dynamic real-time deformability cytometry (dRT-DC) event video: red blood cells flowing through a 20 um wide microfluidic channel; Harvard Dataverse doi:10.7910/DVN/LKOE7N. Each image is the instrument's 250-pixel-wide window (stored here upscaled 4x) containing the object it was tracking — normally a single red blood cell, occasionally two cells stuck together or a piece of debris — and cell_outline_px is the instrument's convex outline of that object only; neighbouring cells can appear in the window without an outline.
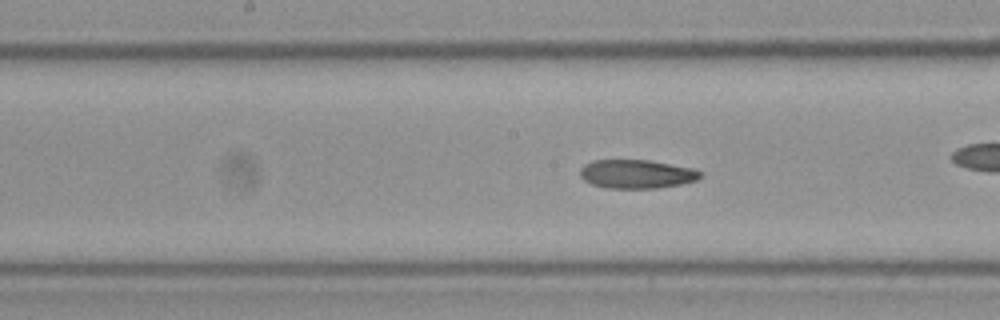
{"species": "Egyptian fruit bat (a non-hibernating species)", "species_latin": "Rousettus aegyptiacus", "temperature_condition": "cold", "stored_images_in_passage": 31, "camera_frame_rate_fps": 3000, "um_per_image_px": 0.085, "frame": {"image": 1, "passage_image": 14, "time_ms": 4.333, "image_size_px": [1000, 320], "cell_outline_px": [[700, 176], [696, 180], [680, 184], [656, 188], [608, 188], [592, 184], [584, 180], [580, 176], [580, 168], [584, 164], [592, 160], [648, 160], [696, 168], [700, 172]], "centroid_in_image_um": [54.09, 14.78], "position_along_channel_um": 194.1, "area_um2": 20.11}}